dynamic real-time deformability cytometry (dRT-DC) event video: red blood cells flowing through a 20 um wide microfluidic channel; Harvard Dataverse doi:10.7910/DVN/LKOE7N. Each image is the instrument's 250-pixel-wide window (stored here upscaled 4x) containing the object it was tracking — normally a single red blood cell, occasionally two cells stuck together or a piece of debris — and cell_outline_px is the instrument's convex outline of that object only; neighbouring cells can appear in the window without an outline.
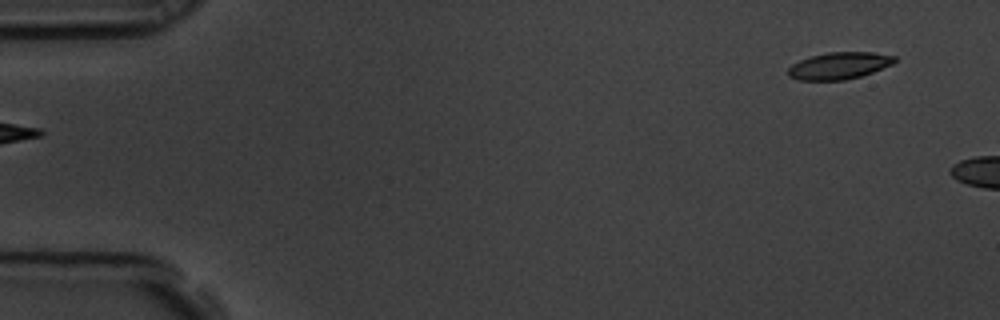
{"species": "common noctule bat (a hibernating species)", "species_latin": "Nyctalus noctula", "temperature_condition": "room temperature", "stored_images_in_passage": 2, "camera_frame_rate_fps": 3000, "um_per_image_px": 0.085, "animal": {"sex": "male", "body_mass_g": 19.5, "forearm_length_mm": 54.6}, "frame": {"image": 1, "passage_image": 2, "time_ms": 0.333, "image_size_px": [1000, 320], "cell_outline_px": [[896, 60], [892, 64], [872, 72], [860, 76], [844, 80], [796, 80], [788, 76], [788, 68], [792, 64], [800, 60], [812, 56], [828, 52], [872, 52], [896, 56]], "centroid_in_image_um": [71.31, 5.58], "position_along_channel_um": 13.7, "area_um2": 16.65}}